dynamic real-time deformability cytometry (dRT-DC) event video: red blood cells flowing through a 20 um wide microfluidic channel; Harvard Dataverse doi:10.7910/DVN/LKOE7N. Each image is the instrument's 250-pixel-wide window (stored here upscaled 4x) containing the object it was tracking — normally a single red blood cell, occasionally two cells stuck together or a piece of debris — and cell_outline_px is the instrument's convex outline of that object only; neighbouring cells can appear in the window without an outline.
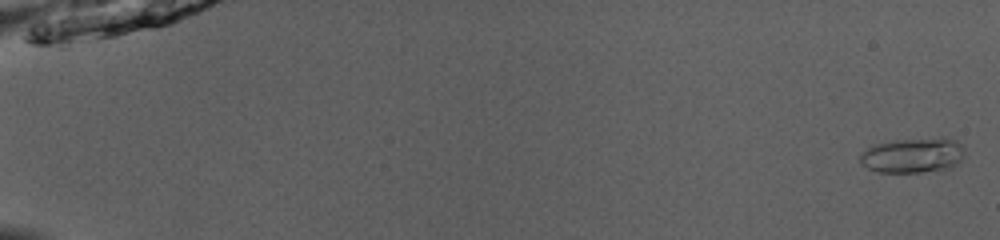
{"species": "common noctule bat (a hibernating species)", "species_latin": "Nyctalus noctula", "temperature_condition": "room temperature", "stored_images_in_passage": 52, "camera_frame_rate_fps": 3000, "um_per_image_px": 0.085, "animal": {"sex": "male", "body_mass_g": 13.0, "forearm_length_mm": 53.1}, "frame": {"image": 1, "passage_image": 1, "time_ms": 0.0, "image_size_px": [1000, 240], "cell_outline_px": [[964, 156], [956, 164], [948, 168], [920, 172], [876, 172], [860, 164], [860, 156], [872, 144], [892, 140], [944, 136], [956, 140], [964, 144]], "centroid_in_image_um": [77.62, 13.16], "position_along_channel_um": 7.4, "area_um2": 21.79}}
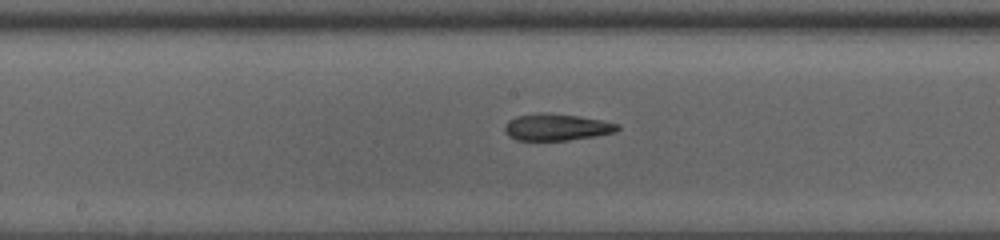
{"frame": {"image": 2, "passage_image": 29, "time_ms": 9.333, "image_size_px": [1000, 240], "cell_outline_px": [[620, 128], [616, 132], [596, 136], [568, 140], [516, 140], [508, 136], [504, 132], [504, 124], [508, 120], [516, 116], [540, 112], [544, 112], [580, 116], [620, 124]], "centroid_in_image_um": [47.29, 10.8], "position_along_channel_um": 200.9, "area_um2": 17.8}}
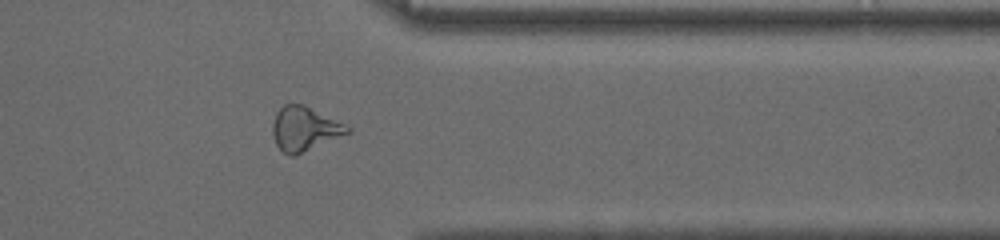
{"frame": {"image": 3, "passage_image": 43, "time_ms": 14.0, "image_size_px": [1000, 240], "cell_outline_px": [[352, 132], [296, 156], [288, 156], [276, 144], [272, 132], [272, 124], [276, 112], [284, 104], [304, 104], [352, 128]], "centroid_in_image_um": [25.89, 10.96], "position_along_channel_um": 385.5, "area_um2": 19.36}, "authors_computed_cell_mechanics": {"area_um2": 18.2359, "velocity_mm_per_s": 4.0322, "shape_relaxation_time_tau1_ms": null, "shape_relaxation_time_tau2_ms": 5.3834, "deformation_change_tau1": null, "deformation_change_tau2": 0.1356}}